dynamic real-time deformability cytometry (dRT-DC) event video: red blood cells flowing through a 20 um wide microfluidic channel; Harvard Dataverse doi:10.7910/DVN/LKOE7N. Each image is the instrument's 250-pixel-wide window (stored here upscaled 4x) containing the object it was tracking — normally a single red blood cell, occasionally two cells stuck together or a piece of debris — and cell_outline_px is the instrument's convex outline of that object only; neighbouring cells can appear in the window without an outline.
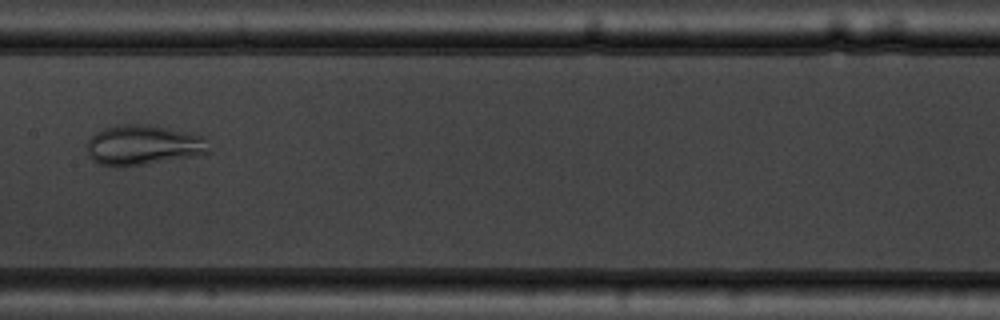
{"species": "common noctule bat (a hibernating species)", "species_latin": "Nyctalus noctula", "temperature_condition": "warm", "stored_images_in_passage": 4, "camera_frame_rate_fps": 3000, "um_per_image_px": 0.085, "animal": {"sex": "male", "body_mass_g": 19.5, "forearm_length_mm": 54.6}, "frame": {"image": 1, "passage_image": 4, "time_ms": 3.333, "image_size_px": [1000, 320], "cell_outline_px": [[212, 152], [196, 156], [144, 164], [100, 164], [92, 160], [88, 156], [88, 140], [96, 132], [104, 128], [116, 124], [156, 124], [204, 136]], "centroid_in_image_um": [12.24, 12.28], "position_along_channel_um": 195.2, "area_um2": 28.44}}